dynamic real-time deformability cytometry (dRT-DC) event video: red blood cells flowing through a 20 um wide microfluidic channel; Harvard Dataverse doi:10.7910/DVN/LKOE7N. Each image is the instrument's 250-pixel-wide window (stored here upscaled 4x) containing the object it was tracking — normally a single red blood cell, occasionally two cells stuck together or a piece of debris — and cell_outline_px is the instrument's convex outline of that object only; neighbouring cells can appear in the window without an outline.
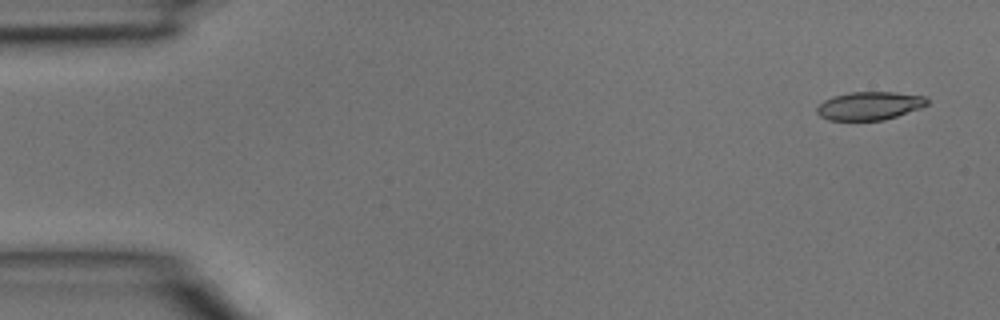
{"species": "common noctule bat (a hibernating species)", "species_latin": "Nyctalus noctula", "temperature_condition": "room temperature", "stored_images_in_passage": 5, "camera_frame_rate_fps": 3000, "um_per_image_px": 0.085, "animal": {"sex": "male", "body_mass_g": 15.6}, "frame": {"image": 1, "passage_image": 1, "time_ms": 0.0, "image_size_px": [1000, 320], "cell_outline_px": [[928, 104], [920, 108], [884, 120], [828, 120], [820, 116], [816, 112], [816, 108], [824, 100], [832, 96], [848, 92], [896, 92], [924, 96], [928, 100]], "centroid_in_image_um": [73.89, 8.98], "position_along_channel_um": 11.1, "area_um2": 18.15}}
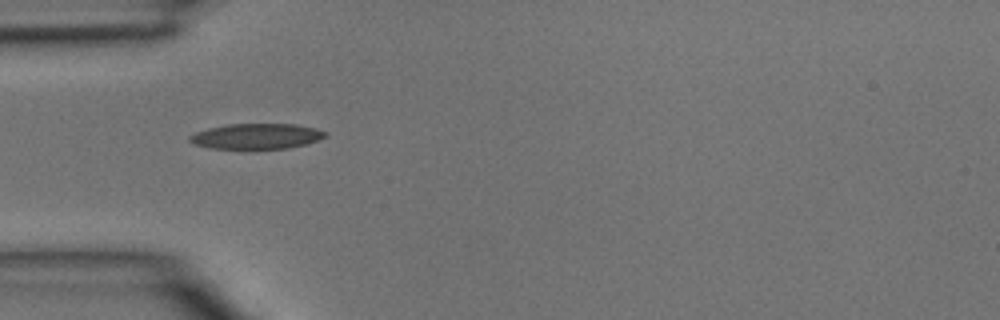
{"frame": {"image": 2, "passage_image": 4, "time_ms": 1.0, "image_size_px": [1000, 320], "cell_outline_px": [[328, 136], [308, 144], [288, 148], [212, 148], [196, 144], [188, 140], [188, 136], [196, 132], [208, 128], [228, 124], [296, 124], [316, 128], [328, 132]], "centroid_in_image_um": [21.86, 11.57], "position_along_channel_um": 63.1, "area_um2": 20.06}}